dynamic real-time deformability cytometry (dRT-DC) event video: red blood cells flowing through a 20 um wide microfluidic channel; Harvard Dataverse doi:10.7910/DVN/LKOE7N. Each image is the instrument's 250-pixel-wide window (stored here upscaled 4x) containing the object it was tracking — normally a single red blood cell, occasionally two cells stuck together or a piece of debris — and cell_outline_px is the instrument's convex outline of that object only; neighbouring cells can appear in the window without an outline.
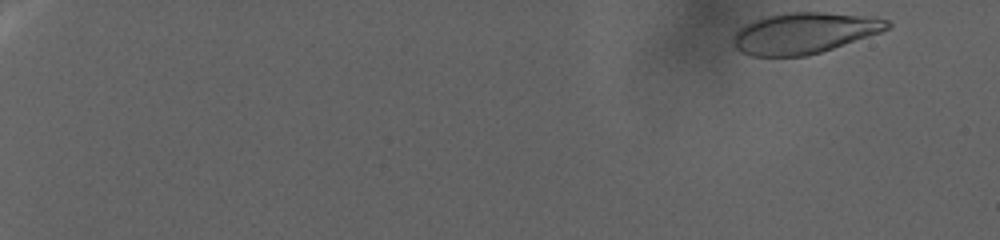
{"species": "human", "species_latin": "Homo sapiens", "temperature_condition": "warm", "stored_images_in_passage": 111, "camera_frame_rate_fps": 3000, "um_per_image_px": 0.085, "donor": {"sex": "female"}, "frame": {"image": 1, "passage_image": 3, "time_ms": 0.667, "image_size_px": [1000, 240], "cell_outline_px": [[892, 24], [888, 28], [880, 32], [808, 56], [752, 56], [740, 52], [736, 48], [736, 32], [744, 24], [752, 20], [768, 16], [788, 12], [824, 12], [864, 16], [888, 20]], "centroid_in_image_um": [68.34, 2.81], "position_along_channel_um": 16.7, "area_um2": 36.24}}
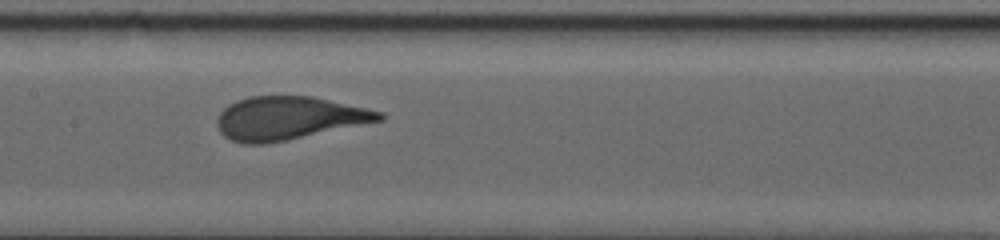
{"frame": {"image": 2, "passage_image": 63, "time_ms": 20.667, "image_size_px": [1000, 240], "cell_outline_px": [[384, 120], [268, 144], [244, 144], [232, 140], [224, 136], [220, 132], [216, 124], [216, 120], [220, 112], [228, 104], [236, 100], [248, 96], [312, 96], [384, 112]], "centroid_in_image_um": [24.52, 10.04], "position_along_channel_um": 182.9, "area_um2": 40.98}}
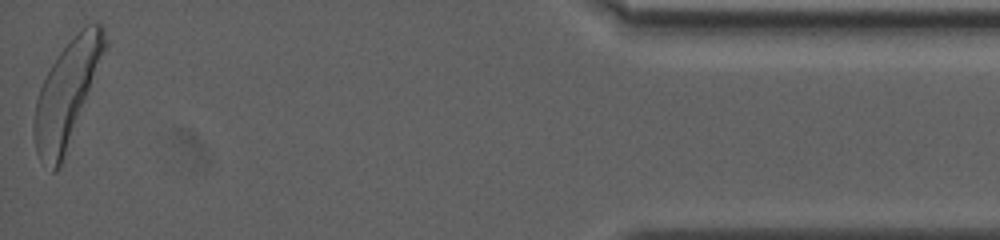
{"frame": {"image": 3, "passage_image": 111, "time_ms": 36.667, "image_size_px": [1000, 240], "cell_outline_px": [[108, 44], [60, 168], [56, 172], [52, 172], [40, 160], [36, 152], [32, 132], [32, 124], [36, 100], [40, 88], [52, 64], [60, 52], [80, 28], [96, 20], [104, 24]], "centroid_in_image_um": [5.68, 7.94], "position_along_channel_um": 429.5, "area_um2": 42.95}}